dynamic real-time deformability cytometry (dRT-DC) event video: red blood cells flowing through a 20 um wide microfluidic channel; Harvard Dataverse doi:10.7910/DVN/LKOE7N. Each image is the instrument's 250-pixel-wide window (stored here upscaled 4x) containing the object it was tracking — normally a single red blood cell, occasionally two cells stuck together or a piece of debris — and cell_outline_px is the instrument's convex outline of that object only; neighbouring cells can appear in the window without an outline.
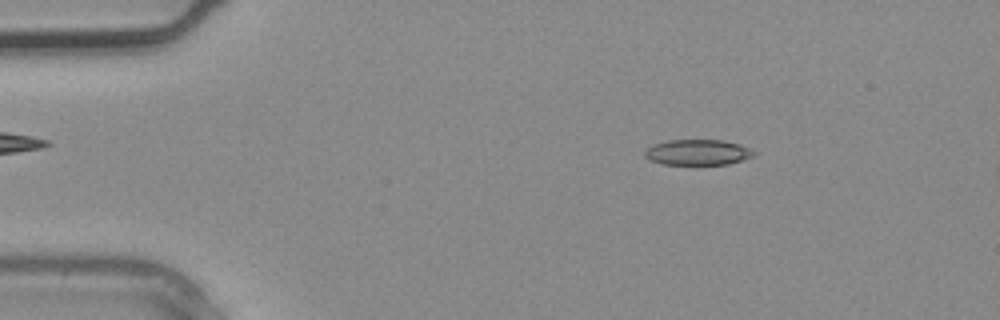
{"species": "common noctule bat (a hibernating species)", "species_latin": "Nyctalus noctula", "temperature_condition": "warm", "stored_images_in_passage": 2, "camera_frame_rate_fps": 3000, "um_per_image_px": 0.085, "animal": {"sex": "male", "body_mass_g": 20.4}, "frame": {"image": 1, "passage_image": 1, "time_ms": 0.0, "image_size_px": [1000, 320], "cell_outline_px": [[756, 152], [752, 156], [728, 164], [664, 164], [648, 160], [644, 156], [644, 148], [652, 144], [668, 140], [724, 140], [740, 144]], "centroid_in_image_um": [59.23, 12.93], "position_along_channel_um": 25.8, "area_um2": 16.3}}